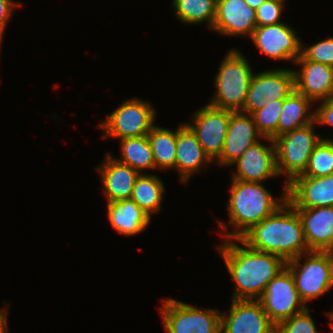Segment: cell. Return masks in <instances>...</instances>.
<instances>
[{
	"label": "cell",
	"mask_w": 333,
	"mask_h": 333,
	"mask_svg": "<svg viewBox=\"0 0 333 333\" xmlns=\"http://www.w3.org/2000/svg\"><path fill=\"white\" fill-rule=\"evenodd\" d=\"M313 102L293 90L284 99L278 122V136L314 122V111H310Z\"/></svg>",
	"instance_id": "603a6c76"
},
{
	"label": "cell",
	"mask_w": 333,
	"mask_h": 333,
	"mask_svg": "<svg viewBox=\"0 0 333 333\" xmlns=\"http://www.w3.org/2000/svg\"><path fill=\"white\" fill-rule=\"evenodd\" d=\"M296 210L309 251L333 252V206Z\"/></svg>",
	"instance_id": "d6986e66"
},
{
	"label": "cell",
	"mask_w": 333,
	"mask_h": 333,
	"mask_svg": "<svg viewBox=\"0 0 333 333\" xmlns=\"http://www.w3.org/2000/svg\"><path fill=\"white\" fill-rule=\"evenodd\" d=\"M251 40L261 53L274 60H291L295 63L301 55V39L297 32L284 22L257 26Z\"/></svg>",
	"instance_id": "7c38bea8"
},
{
	"label": "cell",
	"mask_w": 333,
	"mask_h": 333,
	"mask_svg": "<svg viewBox=\"0 0 333 333\" xmlns=\"http://www.w3.org/2000/svg\"><path fill=\"white\" fill-rule=\"evenodd\" d=\"M293 90H295L293 69H268L253 73L241 112L251 114L263 108L268 101L285 99Z\"/></svg>",
	"instance_id": "30bf717a"
},
{
	"label": "cell",
	"mask_w": 333,
	"mask_h": 333,
	"mask_svg": "<svg viewBox=\"0 0 333 333\" xmlns=\"http://www.w3.org/2000/svg\"><path fill=\"white\" fill-rule=\"evenodd\" d=\"M259 136L260 138H258ZM262 138L250 114L231 111L223 150L215 162H218L221 166H230L251 145Z\"/></svg>",
	"instance_id": "e0dca14e"
},
{
	"label": "cell",
	"mask_w": 333,
	"mask_h": 333,
	"mask_svg": "<svg viewBox=\"0 0 333 333\" xmlns=\"http://www.w3.org/2000/svg\"><path fill=\"white\" fill-rule=\"evenodd\" d=\"M193 116V124H185L196 135L204 152L214 162L222 153L231 111L206 104Z\"/></svg>",
	"instance_id": "8fae6325"
},
{
	"label": "cell",
	"mask_w": 333,
	"mask_h": 333,
	"mask_svg": "<svg viewBox=\"0 0 333 333\" xmlns=\"http://www.w3.org/2000/svg\"><path fill=\"white\" fill-rule=\"evenodd\" d=\"M217 248L235 283L232 299L258 300L267 284L286 268L282 257L252 249L241 239H226Z\"/></svg>",
	"instance_id": "6da1fadb"
},
{
	"label": "cell",
	"mask_w": 333,
	"mask_h": 333,
	"mask_svg": "<svg viewBox=\"0 0 333 333\" xmlns=\"http://www.w3.org/2000/svg\"><path fill=\"white\" fill-rule=\"evenodd\" d=\"M121 157L117 161L132 167L140 174L155 169V161L147 135L120 139Z\"/></svg>",
	"instance_id": "d4e9b609"
},
{
	"label": "cell",
	"mask_w": 333,
	"mask_h": 333,
	"mask_svg": "<svg viewBox=\"0 0 333 333\" xmlns=\"http://www.w3.org/2000/svg\"><path fill=\"white\" fill-rule=\"evenodd\" d=\"M16 2V3H15ZM14 0H0V43L2 44V38L7 22L11 17V13L18 6H21L19 2Z\"/></svg>",
	"instance_id": "836d02e7"
},
{
	"label": "cell",
	"mask_w": 333,
	"mask_h": 333,
	"mask_svg": "<svg viewBox=\"0 0 333 333\" xmlns=\"http://www.w3.org/2000/svg\"><path fill=\"white\" fill-rule=\"evenodd\" d=\"M215 76V96L208 104L233 112L241 111L248 92L250 80L254 72L239 50L229 51Z\"/></svg>",
	"instance_id": "277c9868"
},
{
	"label": "cell",
	"mask_w": 333,
	"mask_h": 333,
	"mask_svg": "<svg viewBox=\"0 0 333 333\" xmlns=\"http://www.w3.org/2000/svg\"><path fill=\"white\" fill-rule=\"evenodd\" d=\"M108 220L121 235L131 236L142 232L150 223V216L131 199L108 203Z\"/></svg>",
	"instance_id": "7402d4cb"
},
{
	"label": "cell",
	"mask_w": 333,
	"mask_h": 333,
	"mask_svg": "<svg viewBox=\"0 0 333 333\" xmlns=\"http://www.w3.org/2000/svg\"><path fill=\"white\" fill-rule=\"evenodd\" d=\"M315 121L293 131L277 136L275 145L278 174H286L284 189L298 175H301L307 165L314 148L323 139L314 133Z\"/></svg>",
	"instance_id": "8992f818"
},
{
	"label": "cell",
	"mask_w": 333,
	"mask_h": 333,
	"mask_svg": "<svg viewBox=\"0 0 333 333\" xmlns=\"http://www.w3.org/2000/svg\"><path fill=\"white\" fill-rule=\"evenodd\" d=\"M263 139L269 141L270 146L257 141L231 164L237 166V172L232 173L233 180L263 183L279 176L274 141L271 138Z\"/></svg>",
	"instance_id": "5bb4252c"
},
{
	"label": "cell",
	"mask_w": 333,
	"mask_h": 333,
	"mask_svg": "<svg viewBox=\"0 0 333 333\" xmlns=\"http://www.w3.org/2000/svg\"><path fill=\"white\" fill-rule=\"evenodd\" d=\"M96 170L101 175V184L104 186L102 190L108 203L130 199L135 181L140 174L138 171L117 161L110 152H107L104 162Z\"/></svg>",
	"instance_id": "ffe728a7"
},
{
	"label": "cell",
	"mask_w": 333,
	"mask_h": 333,
	"mask_svg": "<svg viewBox=\"0 0 333 333\" xmlns=\"http://www.w3.org/2000/svg\"><path fill=\"white\" fill-rule=\"evenodd\" d=\"M285 0H266L256 11L257 26L277 24L282 21L281 14L284 9Z\"/></svg>",
	"instance_id": "1f68e13d"
},
{
	"label": "cell",
	"mask_w": 333,
	"mask_h": 333,
	"mask_svg": "<svg viewBox=\"0 0 333 333\" xmlns=\"http://www.w3.org/2000/svg\"><path fill=\"white\" fill-rule=\"evenodd\" d=\"M177 19L184 24L206 22L211 29L216 17L217 0H172Z\"/></svg>",
	"instance_id": "4316f807"
},
{
	"label": "cell",
	"mask_w": 333,
	"mask_h": 333,
	"mask_svg": "<svg viewBox=\"0 0 333 333\" xmlns=\"http://www.w3.org/2000/svg\"><path fill=\"white\" fill-rule=\"evenodd\" d=\"M230 199L227 203L229 224L234 231L228 232L224 222L218 226L224 230V238L240 239L253 226L272 215L285 201L287 189L280 200H276L262 182L231 180ZM226 231V232H225Z\"/></svg>",
	"instance_id": "3957f363"
},
{
	"label": "cell",
	"mask_w": 333,
	"mask_h": 333,
	"mask_svg": "<svg viewBox=\"0 0 333 333\" xmlns=\"http://www.w3.org/2000/svg\"><path fill=\"white\" fill-rule=\"evenodd\" d=\"M256 27V11L244 0H217L212 30L221 35H247L251 38Z\"/></svg>",
	"instance_id": "ac0fdd59"
},
{
	"label": "cell",
	"mask_w": 333,
	"mask_h": 333,
	"mask_svg": "<svg viewBox=\"0 0 333 333\" xmlns=\"http://www.w3.org/2000/svg\"><path fill=\"white\" fill-rule=\"evenodd\" d=\"M160 311L167 333H221V313L216 309L203 310L167 298Z\"/></svg>",
	"instance_id": "ba28073f"
},
{
	"label": "cell",
	"mask_w": 333,
	"mask_h": 333,
	"mask_svg": "<svg viewBox=\"0 0 333 333\" xmlns=\"http://www.w3.org/2000/svg\"><path fill=\"white\" fill-rule=\"evenodd\" d=\"M203 163V164H202ZM213 161L204 152L196 135L184 123L177 128L175 169L179 172L180 180L187 183L189 178L200 172V168Z\"/></svg>",
	"instance_id": "44dd1931"
},
{
	"label": "cell",
	"mask_w": 333,
	"mask_h": 333,
	"mask_svg": "<svg viewBox=\"0 0 333 333\" xmlns=\"http://www.w3.org/2000/svg\"><path fill=\"white\" fill-rule=\"evenodd\" d=\"M258 301L275 326L307 308L287 268H284L267 284Z\"/></svg>",
	"instance_id": "9c48e42d"
},
{
	"label": "cell",
	"mask_w": 333,
	"mask_h": 333,
	"mask_svg": "<svg viewBox=\"0 0 333 333\" xmlns=\"http://www.w3.org/2000/svg\"><path fill=\"white\" fill-rule=\"evenodd\" d=\"M306 257L301 264V258ZM301 300H310L329 292L333 287V252L308 251L286 262Z\"/></svg>",
	"instance_id": "5b68a950"
},
{
	"label": "cell",
	"mask_w": 333,
	"mask_h": 333,
	"mask_svg": "<svg viewBox=\"0 0 333 333\" xmlns=\"http://www.w3.org/2000/svg\"><path fill=\"white\" fill-rule=\"evenodd\" d=\"M151 145L155 168L174 169L176 160V131L154 125L147 134Z\"/></svg>",
	"instance_id": "484cf974"
},
{
	"label": "cell",
	"mask_w": 333,
	"mask_h": 333,
	"mask_svg": "<svg viewBox=\"0 0 333 333\" xmlns=\"http://www.w3.org/2000/svg\"><path fill=\"white\" fill-rule=\"evenodd\" d=\"M326 140L331 144V146H332V150H333V139H327V138H326Z\"/></svg>",
	"instance_id": "8d00e7d4"
},
{
	"label": "cell",
	"mask_w": 333,
	"mask_h": 333,
	"mask_svg": "<svg viewBox=\"0 0 333 333\" xmlns=\"http://www.w3.org/2000/svg\"><path fill=\"white\" fill-rule=\"evenodd\" d=\"M0 309V333H8V320H7V313H8V308Z\"/></svg>",
	"instance_id": "e575fe53"
},
{
	"label": "cell",
	"mask_w": 333,
	"mask_h": 333,
	"mask_svg": "<svg viewBox=\"0 0 333 333\" xmlns=\"http://www.w3.org/2000/svg\"><path fill=\"white\" fill-rule=\"evenodd\" d=\"M165 187L160 177L153 174H139L130 199L134 201L150 218L152 213L161 210Z\"/></svg>",
	"instance_id": "cb8c5ba5"
},
{
	"label": "cell",
	"mask_w": 333,
	"mask_h": 333,
	"mask_svg": "<svg viewBox=\"0 0 333 333\" xmlns=\"http://www.w3.org/2000/svg\"><path fill=\"white\" fill-rule=\"evenodd\" d=\"M300 70H293L295 90L313 103L333 96V67L306 60L302 55L295 61Z\"/></svg>",
	"instance_id": "2e32d148"
},
{
	"label": "cell",
	"mask_w": 333,
	"mask_h": 333,
	"mask_svg": "<svg viewBox=\"0 0 333 333\" xmlns=\"http://www.w3.org/2000/svg\"><path fill=\"white\" fill-rule=\"evenodd\" d=\"M301 55L306 59L333 67V37L320 41L309 48L302 42Z\"/></svg>",
	"instance_id": "4dcf8cb0"
},
{
	"label": "cell",
	"mask_w": 333,
	"mask_h": 333,
	"mask_svg": "<svg viewBox=\"0 0 333 333\" xmlns=\"http://www.w3.org/2000/svg\"><path fill=\"white\" fill-rule=\"evenodd\" d=\"M314 112V121L316 124L333 127V96L327 100L320 101L319 106Z\"/></svg>",
	"instance_id": "d6a6232c"
},
{
	"label": "cell",
	"mask_w": 333,
	"mask_h": 333,
	"mask_svg": "<svg viewBox=\"0 0 333 333\" xmlns=\"http://www.w3.org/2000/svg\"><path fill=\"white\" fill-rule=\"evenodd\" d=\"M240 239L250 248L278 255L286 262L309 251L300 216L288 201Z\"/></svg>",
	"instance_id": "7a4b0ae2"
},
{
	"label": "cell",
	"mask_w": 333,
	"mask_h": 333,
	"mask_svg": "<svg viewBox=\"0 0 333 333\" xmlns=\"http://www.w3.org/2000/svg\"><path fill=\"white\" fill-rule=\"evenodd\" d=\"M287 201L295 209L333 206V173L325 177H295L287 185Z\"/></svg>",
	"instance_id": "9a60e30c"
},
{
	"label": "cell",
	"mask_w": 333,
	"mask_h": 333,
	"mask_svg": "<svg viewBox=\"0 0 333 333\" xmlns=\"http://www.w3.org/2000/svg\"><path fill=\"white\" fill-rule=\"evenodd\" d=\"M221 333H275L276 326L258 300L232 299L229 314L221 313Z\"/></svg>",
	"instance_id": "4fadbf2b"
},
{
	"label": "cell",
	"mask_w": 333,
	"mask_h": 333,
	"mask_svg": "<svg viewBox=\"0 0 333 333\" xmlns=\"http://www.w3.org/2000/svg\"><path fill=\"white\" fill-rule=\"evenodd\" d=\"M333 173V150L323 138L314 148L305 171L298 176L325 177Z\"/></svg>",
	"instance_id": "f1b7e54d"
},
{
	"label": "cell",
	"mask_w": 333,
	"mask_h": 333,
	"mask_svg": "<svg viewBox=\"0 0 333 333\" xmlns=\"http://www.w3.org/2000/svg\"><path fill=\"white\" fill-rule=\"evenodd\" d=\"M156 110L140 98L125 100L108 117L98 124L103 138H128L145 136L155 125Z\"/></svg>",
	"instance_id": "52a82bcc"
},
{
	"label": "cell",
	"mask_w": 333,
	"mask_h": 333,
	"mask_svg": "<svg viewBox=\"0 0 333 333\" xmlns=\"http://www.w3.org/2000/svg\"><path fill=\"white\" fill-rule=\"evenodd\" d=\"M284 99L268 101L267 104L250 115L263 138L274 140L278 136V122Z\"/></svg>",
	"instance_id": "83f0119b"
},
{
	"label": "cell",
	"mask_w": 333,
	"mask_h": 333,
	"mask_svg": "<svg viewBox=\"0 0 333 333\" xmlns=\"http://www.w3.org/2000/svg\"><path fill=\"white\" fill-rule=\"evenodd\" d=\"M244 1L249 5V7L256 10L266 0H244Z\"/></svg>",
	"instance_id": "d590c367"
},
{
	"label": "cell",
	"mask_w": 333,
	"mask_h": 333,
	"mask_svg": "<svg viewBox=\"0 0 333 333\" xmlns=\"http://www.w3.org/2000/svg\"><path fill=\"white\" fill-rule=\"evenodd\" d=\"M308 307L276 326L275 333H318Z\"/></svg>",
	"instance_id": "f546056e"
}]
</instances>
